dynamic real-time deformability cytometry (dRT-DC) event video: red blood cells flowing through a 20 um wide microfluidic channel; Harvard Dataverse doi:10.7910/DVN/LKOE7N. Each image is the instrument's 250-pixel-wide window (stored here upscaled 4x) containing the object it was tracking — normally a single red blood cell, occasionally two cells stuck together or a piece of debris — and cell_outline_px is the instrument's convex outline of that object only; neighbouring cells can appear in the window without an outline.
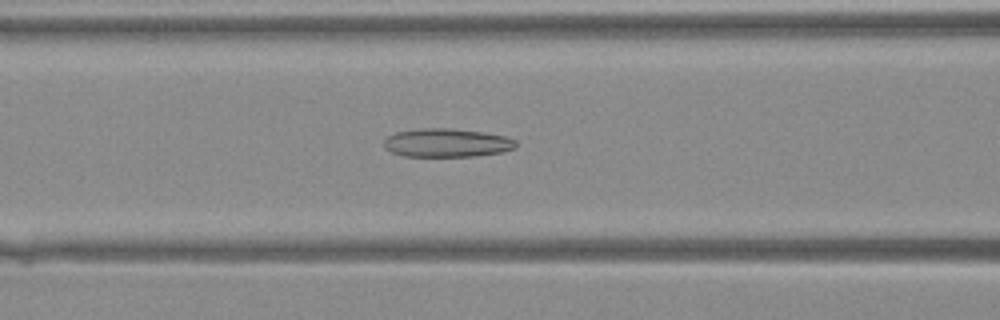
{"species": "Egyptian fruit bat (a non-hibernating species)", "species_latin": "Rousettus aegyptiacus", "temperature_condition": "warm", "stored_images_in_passage": 36, "camera_frame_rate_fps": 3000, "um_per_image_px": 0.085, "animal": {"sex": "female"}, "frame": {"image": 1, "passage_image": 12, "time_ms": 3.667, "image_size_px": [1000, 320], "cell_outline_px": [[516, 148], [500, 152], [476, 156], [404, 156], [392, 152], [384, 148], [384, 140], [388, 136], [396, 132], [424, 128], [448, 128], [480, 132], [504, 136], [516, 140]], "centroid_in_image_um": [37.96, 12.14], "position_along_channel_um": 128.6, "area_um2": 21.73}}
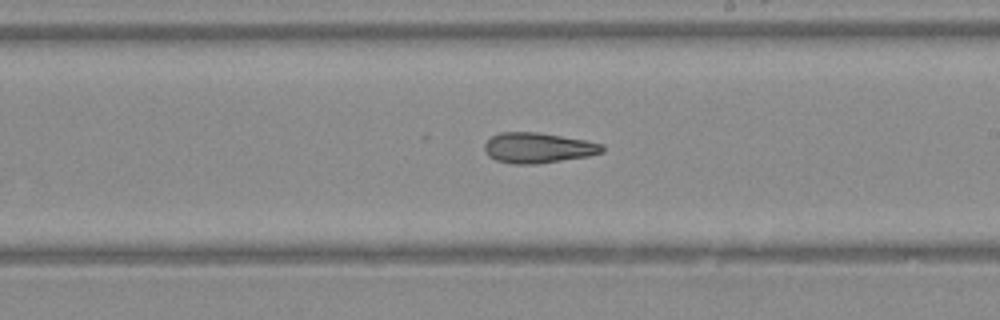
{"frame": {"image": 2, "passage_image": 19, "time_ms": 6.0, "image_size_px": [1000, 320], "cell_outline_px": [[604, 152], [588, 156], [536, 164], [516, 164], [496, 160], [488, 156], [484, 148], [484, 144], [492, 136], [500, 132], [540, 132], [584, 140], [604, 144]], "centroid_in_image_um": [45.73, 12.56], "position_along_channel_um": 243.3, "area_um2": 20.81}}
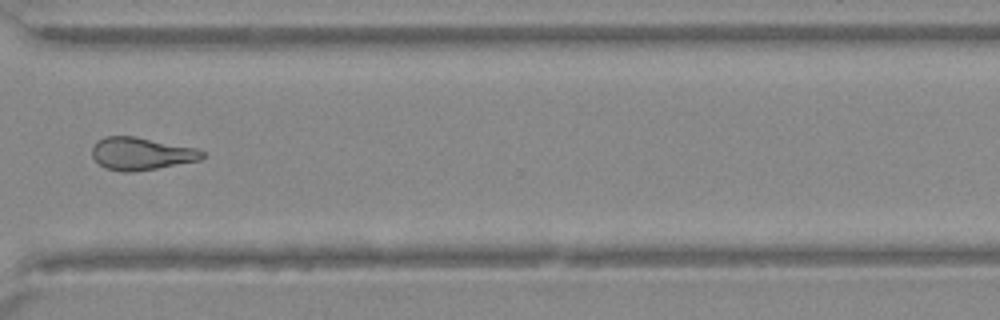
{"frame": {"image": 3, "passage_image": 26, "time_ms": 8.333, "image_size_px": [1000, 320], "cell_outline_px": [[204, 156], [200, 160], [156, 168], [132, 172], [124, 172], [104, 168], [92, 156], [92, 148], [96, 140], [104, 136], [136, 136], [196, 148], [204, 152]], "centroid_in_image_um": [11.97, 13.05], "position_along_channel_um": 358.6, "area_um2": 20.92}}